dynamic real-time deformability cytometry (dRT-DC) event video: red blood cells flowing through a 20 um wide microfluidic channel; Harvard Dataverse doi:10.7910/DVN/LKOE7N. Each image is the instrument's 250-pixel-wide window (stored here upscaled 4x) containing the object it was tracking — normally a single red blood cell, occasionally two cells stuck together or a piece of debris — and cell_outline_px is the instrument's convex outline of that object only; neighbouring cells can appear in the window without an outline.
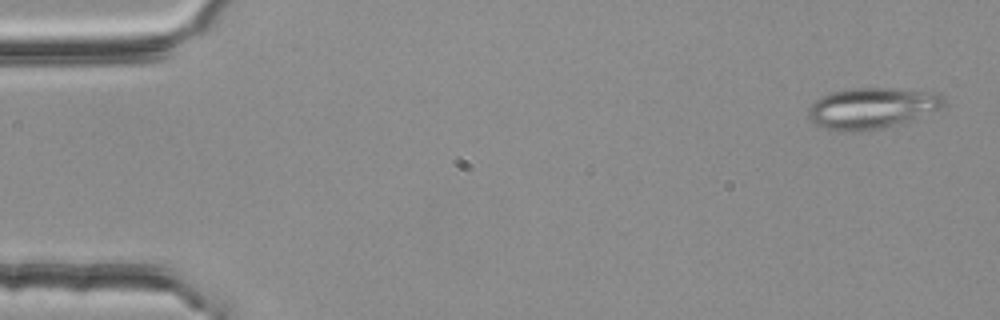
{"species": "common noctule bat (a hibernating species)", "species_latin": "Nyctalus noctula", "temperature_condition": "room temperature", "stored_images_in_passage": 53, "camera_frame_rate_fps": 3000, "um_per_image_px": 0.085, "animal": {"sex": "female", "body_mass_g": 25.1}, "frame": {"image": 1, "passage_image": 2, "time_ms": 0.333, "image_size_px": [1000, 320], "cell_outline_px": [[948, 104], [940, 108], [904, 124], [860, 132], [836, 132], [816, 124], [808, 120], [808, 108], [820, 96], [832, 92], [852, 88], [892, 88], [940, 92], [948, 96]], "centroid_in_image_um": [74.18, 9.2], "position_along_channel_um": 10.8, "area_um2": 33.35}}
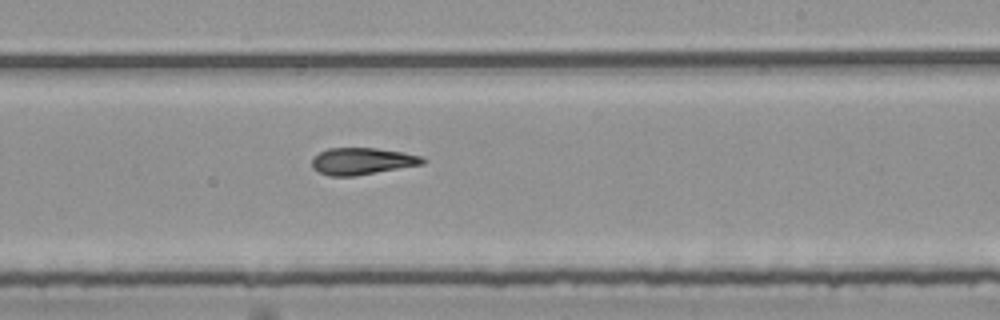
{"frame": {"image": 2, "passage_image": 32, "time_ms": 10.333, "image_size_px": [1000, 320], "cell_outline_px": [[428, 160], [424, 164], [356, 176], [328, 176], [312, 168], [312, 156], [328, 148], [376, 148], [424, 156]], "centroid_in_image_um": [30.79, 13.7], "position_along_channel_um": 258.2, "area_um2": 17.51}}
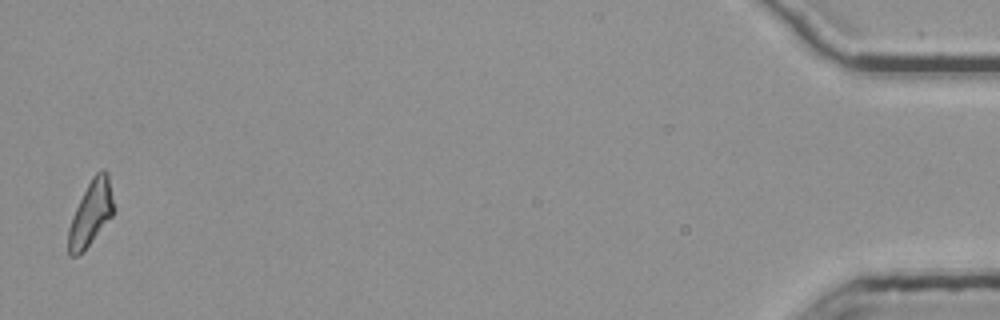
{"frame": {"image": 3, "passage_image": 53, "time_ms": 17.333, "image_size_px": [1000, 320], "cell_outline_px": [[112, 216], [88, 244], [76, 256], [68, 256], [68, 228], [72, 216], [92, 176], [100, 168], [104, 168], [108, 172], [112, 200]], "centroid_in_image_um": [7.7, 18.08], "position_along_channel_um": 427.5, "area_um2": 16.53}, "authors_computed_cell_mechanics": {"area_um2": 18.0336, "velocity_mm_per_s": 3.7909, "shape_relaxation_time_tau1_ms": 9.0148, "shape_relaxation_time_tau2_ms": 5.8638, "deformation_change_tau1": 0.2052, "deformation_change_tau2": 0.1532}}